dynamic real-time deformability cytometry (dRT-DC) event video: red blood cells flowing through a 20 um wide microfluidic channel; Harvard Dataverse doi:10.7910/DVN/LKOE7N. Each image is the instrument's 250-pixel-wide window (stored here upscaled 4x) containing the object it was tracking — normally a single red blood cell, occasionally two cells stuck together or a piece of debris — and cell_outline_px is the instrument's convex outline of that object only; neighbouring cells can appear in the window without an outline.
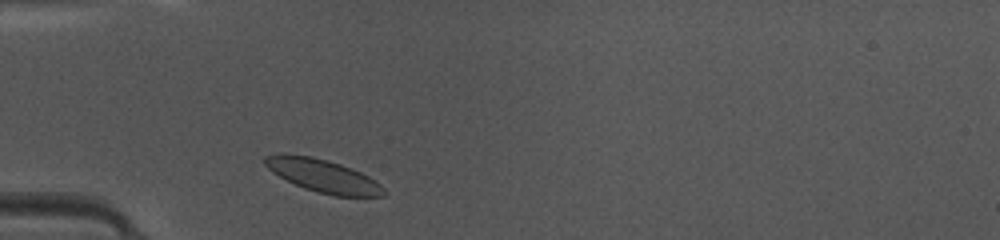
{"species": "common noctule bat (a hibernating species)", "species_latin": "Nyctalus noctula", "temperature_condition": "warm", "stored_images_in_passage": 35, "camera_frame_rate_fps": 3000, "um_per_image_px": 0.085, "animal": {"sex": "female", "body_mass_g": 10.0, "forearm_length_mm": 53.1}, "frame": {"image": 1, "passage_image": 2, "time_ms": 0.333, "image_size_px": [1000, 240], "cell_outline_px": [[388, 192], [384, 196], [332, 196], [316, 192], [304, 188], [272, 172], [264, 164], [264, 156], [280, 152], [284, 152], [312, 156], [328, 160], [352, 168], [376, 180]], "centroid_in_image_um": [27.45, 14.92], "position_along_channel_um": 57.5, "area_um2": 23.12}}
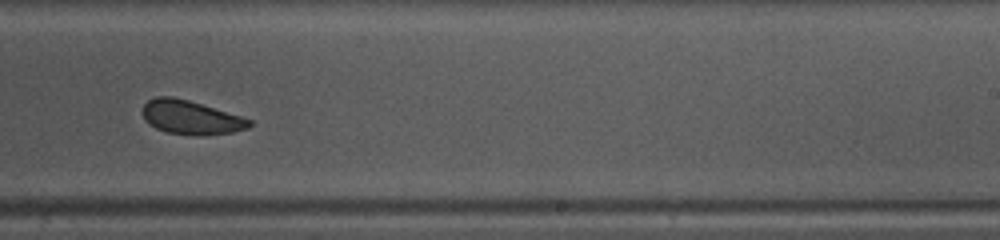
{"frame": {"image": 2, "passage_image": 18, "time_ms": 5.667, "image_size_px": [1000, 240], "cell_outline_px": [[252, 124], [248, 128], [232, 132], [200, 136], [168, 132], [156, 128], [148, 124], [144, 120], [140, 112], [144, 104], [148, 100], [156, 96], [172, 96], [188, 100], [240, 116], [252, 120]], "centroid_in_image_um": [16.17, 9.98], "position_along_channel_um": 272.8, "area_um2": 21.1}}
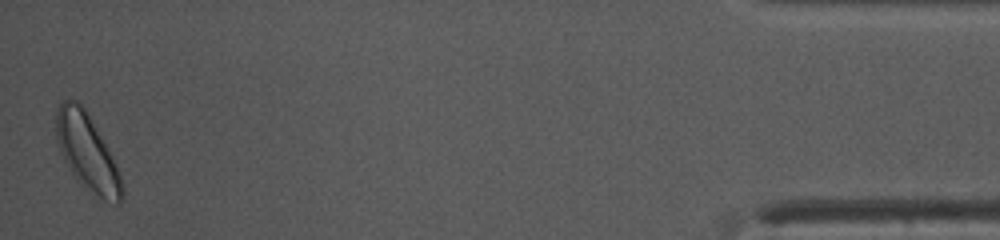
{"frame": {"image": 3, "passage_image": 35, "time_ms": 11.333, "image_size_px": [1000, 240], "cell_outline_px": [[124, 196], [120, 204], [116, 204], [104, 200], [80, 184], [76, 180], [64, 160], [56, 136], [56, 112], [60, 104], [64, 100], [80, 100], [116, 164], [124, 184]], "centroid_in_image_um": [7.43, 12.98], "position_along_channel_um": 427.8, "area_um2": 29.02}, "authors_computed_cell_mechanics": {"area_um2": 22.542, "velocity_mm_per_s": 4.1554, "shape_relaxation_time_tau1_ms": 3.2872, "shape_relaxation_time_tau2_ms": 2.4452, "deformation_change_tau1": 0.0736, "deformation_change_tau2": 0.0734}}